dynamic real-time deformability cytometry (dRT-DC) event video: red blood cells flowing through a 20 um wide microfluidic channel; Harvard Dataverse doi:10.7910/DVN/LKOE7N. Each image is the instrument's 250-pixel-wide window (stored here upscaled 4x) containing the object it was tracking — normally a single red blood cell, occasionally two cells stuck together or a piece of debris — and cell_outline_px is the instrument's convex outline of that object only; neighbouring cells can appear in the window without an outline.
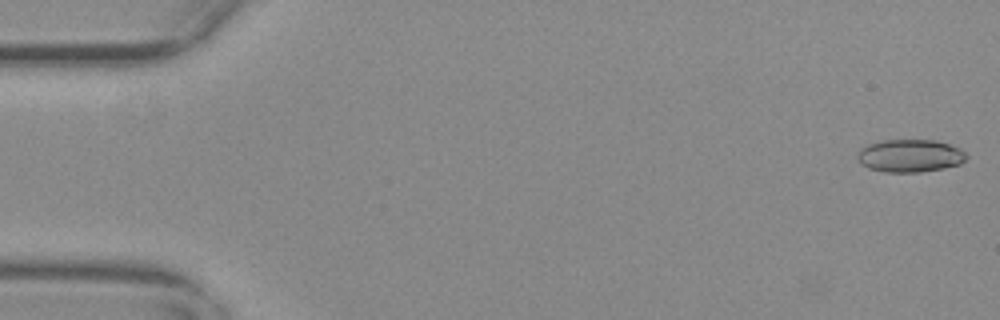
{"species": "common noctule bat (a hibernating species)", "species_latin": "Nyctalus noctula", "temperature_condition": "warm", "stored_images_in_passage": 13, "camera_frame_rate_fps": 3000, "um_per_image_px": 0.085, "animal": {"sex": "female", "body_mass_g": 29.2, "forearm_length_mm": 56.3}, "frame": {"image": 1, "passage_image": 1, "time_ms": 0.0, "image_size_px": [1000, 320], "cell_outline_px": [[968, 156], [960, 164], [944, 168], [920, 172], [884, 172], [868, 168], [856, 156], [860, 148], [868, 144], [880, 140], [936, 140], [960, 148]], "centroid_in_image_um": [77.35, 13.23], "position_along_channel_um": 7.6, "area_um2": 20.81}}